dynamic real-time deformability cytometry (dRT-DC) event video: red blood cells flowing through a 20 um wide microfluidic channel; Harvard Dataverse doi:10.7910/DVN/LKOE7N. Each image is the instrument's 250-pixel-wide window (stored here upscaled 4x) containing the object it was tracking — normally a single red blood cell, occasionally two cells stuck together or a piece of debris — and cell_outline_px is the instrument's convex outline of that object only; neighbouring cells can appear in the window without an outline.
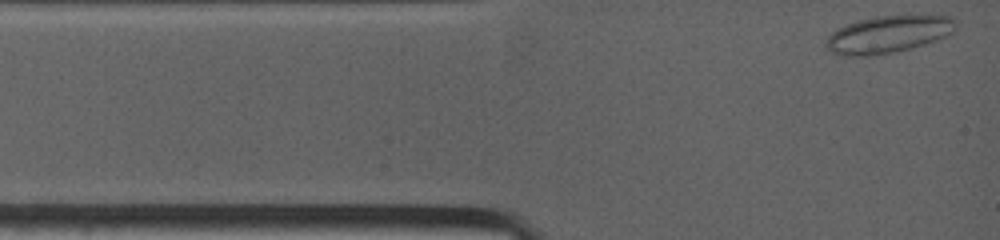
{"species": "common noctule bat (a hibernating species)", "species_latin": "Nyctalus noctula", "temperature_condition": "warm", "stored_images_in_passage": 3, "camera_frame_rate_fps": 4500, "um_per_image_px": 0.085, "animal": {"sex": "female", "body_mass_g": 19.0, "forearm_length_mm": 53.3}, "frame": {"image": 1, "passage_image": 1, "time_ms": 0.0, "image_size_px": [1000, 240], "cell_outline_px": [[956, 28], [952, 32], [936, 40], [924, 44], [892, 52], [868, 56], [844, 56], [832, 52], [824, 44], [828, 36], [832, 32], [848, 24], [860, 20], [876, 16], [952, 16], [956, 20]], "centroid_in_image_um": [75.49, 2.92], "position_along_channel_um": 9.5, "area_um2": 27.63}}